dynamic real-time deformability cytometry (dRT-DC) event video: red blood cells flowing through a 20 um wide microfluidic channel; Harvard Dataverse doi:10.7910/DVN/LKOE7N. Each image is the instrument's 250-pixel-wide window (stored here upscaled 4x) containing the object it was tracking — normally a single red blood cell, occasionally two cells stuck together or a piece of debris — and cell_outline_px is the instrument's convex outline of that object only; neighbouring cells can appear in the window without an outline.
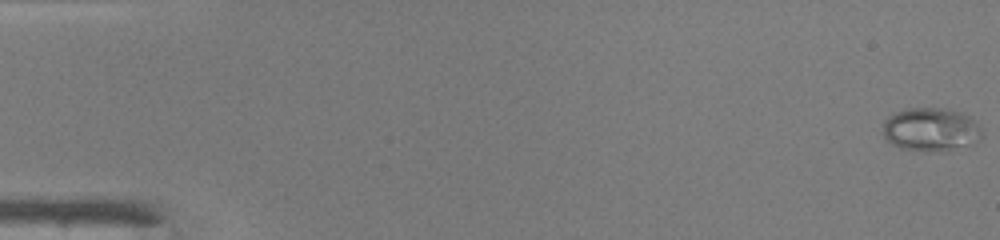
{"species": "common noctule bat (a hibernating species)", "species_latin": "Nyctalus noctula", "temperature_condition": "warm", "stored_images_in_passage": 49, "camera_frame_rate_fps": 3000, "um_per_image_px": 0.085, "animal": {"sex": "male", "body_mass_g": 19.0, "forearm_length_mm": 50.8}, "frame": {"image": 1, "passage_image": 1, "time_ms": 0.0, "image_size_px": [1000, 240], "cell_outline_px": [[984, 136], [980, 140], [972, 144], [944, 152], [900, 148], [892, 144], [884, 136], [884, 120], [888, 116], [896, 112], [908, 108], [944, 108], [960, 112], [972, 116]], "centroid_in_image_um": [79.16, 11.0], "position_along_channel_um": 5.8, "area_um2": 25.2}}
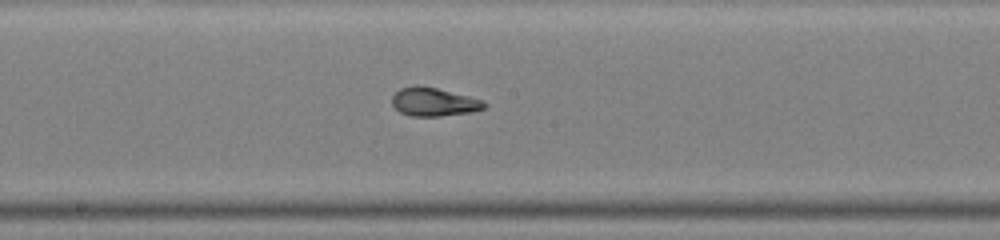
{"frame": {"image": 2, "passage_image": 27, "time_ms": 8.667, "image_size_px": [1000, 240], "cell_outline_px": [[488, 104], [484, 108], [472, 112], [440, 116], [412, 116], [400, 112], [392, 104], [392, 96], [400, 88], [416, 84], [436, 88], [484, 100]], "centroid_in_image_um": [36.87, 8.66], "position_along_channel_um": 211.3, "area_um2": 15.32}}
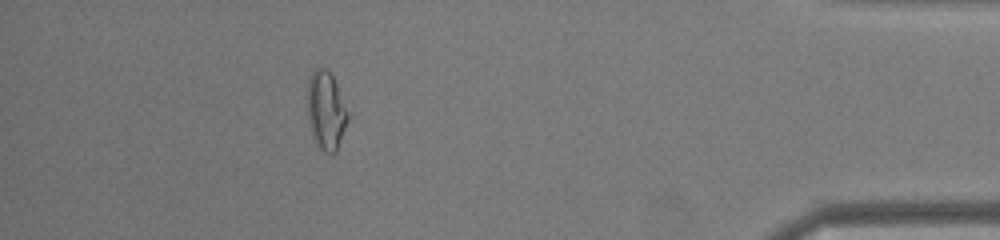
{"frame": {"image": 3, "passage_image": 44, "time_ms": 14.333, "image_size_px": [1000, 240], "cell_outline_px": [[348, 120], [336, 152], [324, 152], [316, 144], [312, 136], [308, 120], [308, 76], [312, 68], [324, 68], [332, 76], [336, 84], [348, 112]], "centroid_in_image_um": [27.69, 9.39], "position_along_channel_um": 407.5, "area_um2": 18.32}}